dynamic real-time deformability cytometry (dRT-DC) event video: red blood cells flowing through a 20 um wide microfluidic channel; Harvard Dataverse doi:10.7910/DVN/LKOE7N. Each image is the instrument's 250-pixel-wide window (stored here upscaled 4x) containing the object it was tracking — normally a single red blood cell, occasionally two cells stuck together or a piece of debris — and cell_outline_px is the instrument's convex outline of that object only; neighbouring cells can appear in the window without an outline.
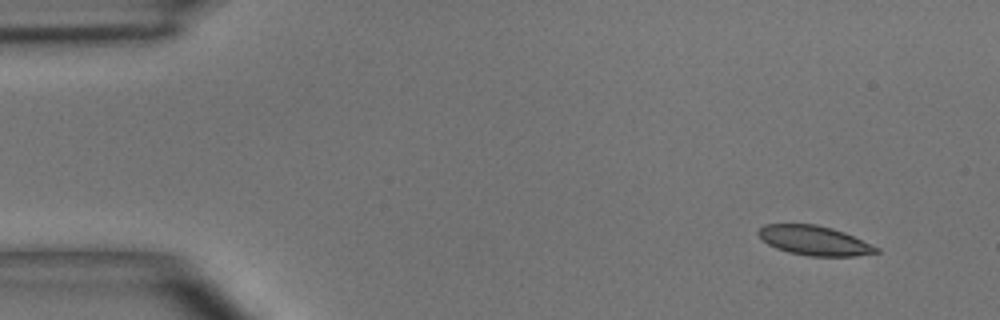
{"species": "common noctule bat (a hibernating species)", "species_latin": "Nyctalus noctula", "temperature_condition": "room temperature", "stored_images_in_passage": 5, "camera_frame_rate_fps": 3000, "um_per_image_px": 0.085, "animal": {"sex": "male", "body_mass_g": 15.6}, "frame": {"image": 1, "passage_image": 1, "time_ms": 0.0, "image_size_px": [1000, 320], "cell_outline_px": [[880, 252], [856, 256], [808, 256], [788, 252], [776, 248], [768, 244], [756, 232], [764, 224], [816, 224], [832, 228], [844, 232], [880, 248]], "centroid_in_image_um": [69.23, 20.45], "position_along_channel_um": 15.8, "area_um2": 20.23}}
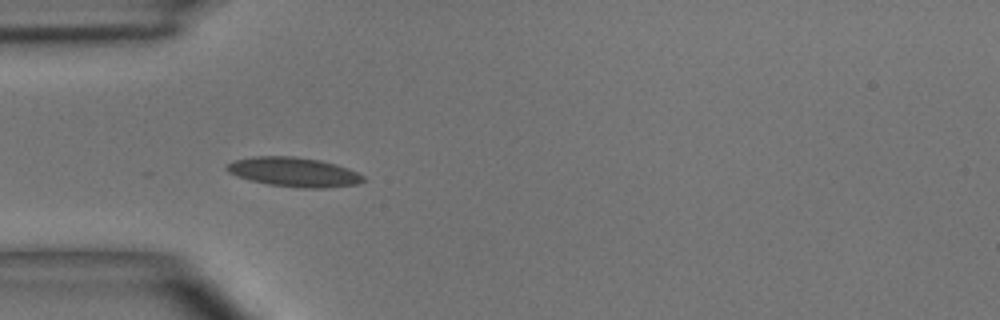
{"frame": {"image": 2, "passage_image": 4, "time_ms": 3.667, "image_size_px": [1000, 320], "cell_outline_px": [[364, 180], [356, 184], [324, 188], [300, 188], [268, 184], [248, 180], [236, 176], [228, 172], [224, 168], [228, 164], [236, 160], [252, 156], [292, 156], [320, 160], [336, 164], [348, 168], [364, 176]], "centroid_in_image_um": [24.95, 14.62], "position_along_channel_um": 60.1, "area_um2": 23.35}}
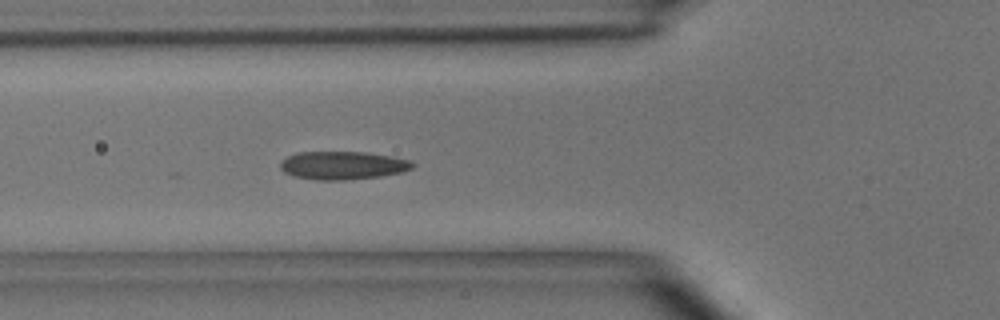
{"frame": {"image": 3, "passage_image": 5, "time_ms": 4.667, "image_size_px": [1000, 320], "cell_outline_px": [[416, 164], [412, 168], [404, 172], [380, 176], [344, 180], [316, 180], [296, 176], [284, 172], [280, 168], [280, 164], [288, 156], [296, 152], [368, 152], [392, 156], [412, 160]], "centroid_in_image_um": [29.19, 14.05], "position_along_channel_um": 96.6, "area_um2": 21.79}}